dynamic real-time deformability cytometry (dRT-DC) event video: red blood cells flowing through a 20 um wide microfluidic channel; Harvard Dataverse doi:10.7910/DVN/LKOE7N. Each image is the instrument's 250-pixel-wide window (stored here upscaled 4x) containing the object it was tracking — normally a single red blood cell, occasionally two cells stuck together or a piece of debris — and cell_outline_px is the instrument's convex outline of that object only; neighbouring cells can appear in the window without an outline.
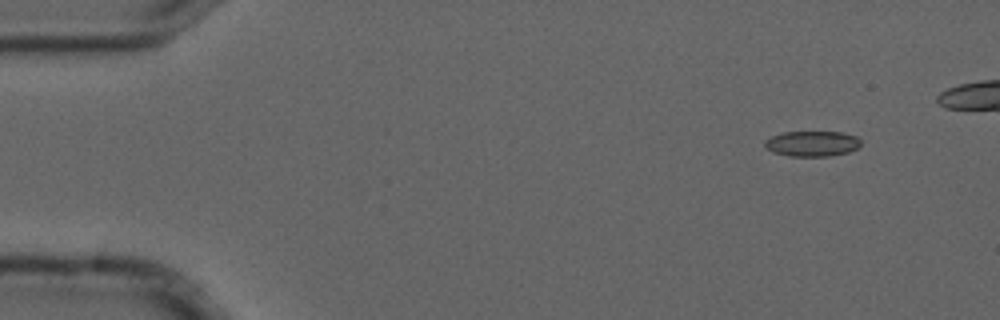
{"species": "common noctule bat (a hibernating species)", "species_latin": "Nyctalus noctula", "temperature_condition": "cold", "stored_images_in_passage": 5, "camera_frame_rate_fps": 3000, "um_per_image_px": 0.085, "animal": {"sex": "male", "forearm_length_mm": 52.5}, "frame": {"image": 1, "passage_image": 1, "time_ms": 0.0, "image_size_px": [1000, 320], "cell_outline_px": [[860, 144], [856, 148], [848, 152], [828, 156], [788, 156], [772, 152], [764, 144], [764, 140], [772, 136], [784, 132], [844, 132], [856, 136], [860, 140]], "centroid_in_image_um": [69.02, 12.2], "position_along_channel_um": 16.0, "area_um2": 14.16}}